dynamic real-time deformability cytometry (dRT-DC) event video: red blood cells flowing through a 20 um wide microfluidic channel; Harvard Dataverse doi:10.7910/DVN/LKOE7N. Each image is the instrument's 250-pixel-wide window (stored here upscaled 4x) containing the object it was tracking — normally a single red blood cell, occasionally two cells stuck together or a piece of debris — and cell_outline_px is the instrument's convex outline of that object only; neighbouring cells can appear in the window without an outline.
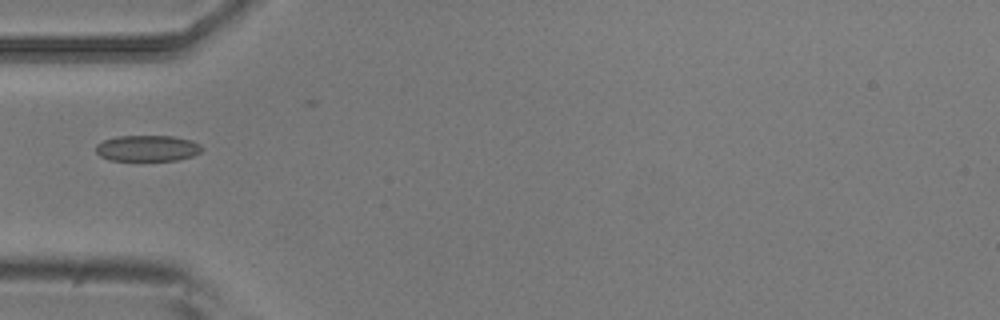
{"species": "common noctule bat (a hibernating species)", "species_latin": "Nyctalus noctula", "temperature_condition": "room temperature", "stored_images_in_passage": 6, "camera_frame_rate_fps": 3000, "um_per_image_px": 0.085, "animal": {"sex": "male", "body_mass_g": 20.5, "forearm_length_mm": 52.5}, "frame": {"image": 1, "passage_image": 4, "time_ms": 1.0, "image_size_px": [1000, 320], "cell_outline_px": [[204, 148], [200, 152], [192, 156], [176, 160], [108, 160], [100, 156], [96, 152], [96, 144], [104, 140], [116, 136], [172, 136], [192, 140], [200, 144]], "centroid_in_image_um": [12.53, 12.59], "position_along_channel_um": 72.5, "area_um2": 16.13}}
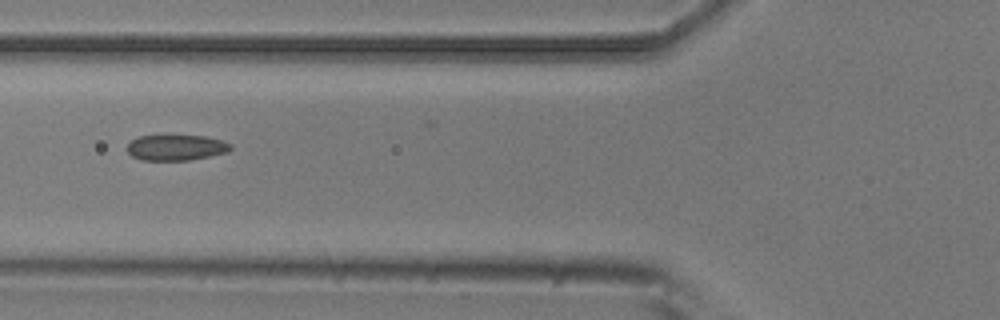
{"frame": {"image": 2, "passage_image": 5, "time_ms": 1.333, "image_size_px": [1000, 320], "cell_outline_px": [[232, 148], [228, 152], [212, 156], [188, 160], [140, 160], [132, 156], [128, 152], [128, 144], [132, 140], [140, 136], [208, 136], [232, 144]], "centroid_in_image_um": [15.0, 12.55], "position_along_channel_um": 110.8, "area_um2": 15.43}}
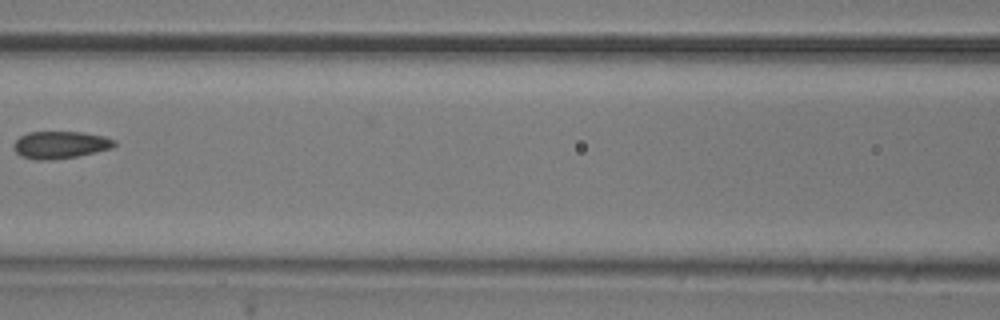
{"frame": {"image": 3, "passage_image": 6, "time_ms": 1.667, "image_size_px": [1000, 320], "cell_outline_px": [[116, 144], [112, 148], [96, 152], [76, 156], [52, 160], [36, 160], [20, 156], [12, 148], [12, 144], [20, 136], [28, 132], [84, 132], [104, 136], [116, 140]], "centroid_in_image_um": [5.11, 12.31], "position_along_channel_um": 161.5, "area_um2": 16.18}}